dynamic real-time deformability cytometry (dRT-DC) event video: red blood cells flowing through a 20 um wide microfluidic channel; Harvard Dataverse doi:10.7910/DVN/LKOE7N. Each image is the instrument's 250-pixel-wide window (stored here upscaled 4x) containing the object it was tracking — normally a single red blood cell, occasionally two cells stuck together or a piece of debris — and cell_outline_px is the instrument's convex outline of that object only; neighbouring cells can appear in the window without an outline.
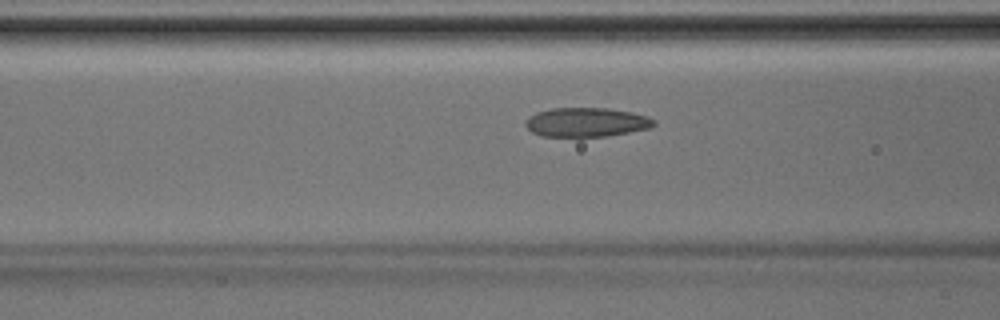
{"species": "Egyptian fruit bat (a non-hibernating species)", "species_latin": "Rousettus aegyptiacus", "temperature_condition": "room temperature", "stored_images_in_passage": 32, "camera_frame_rate_fps": 3000, "um_per_image_px": 0.085, "animal": {"sex": "male"}, "frame": {"image": 1, "passage_image": 9, "time_ms": 2.667, "image_size_px": [1000, 320], "cell_outline_px": [[656, 124], [648, 128], [608, 136], [544, 136], [532, 132], [524, 124], [524, 120], [528, 116], [536, 112], [552, 108], [608, 108], [632, 112], [648, 116], [656, 120]], "centroid_in_image_um": [49.83, 10.38], "position_along_channel_um": 116.8, "area_um2": 21.85}}
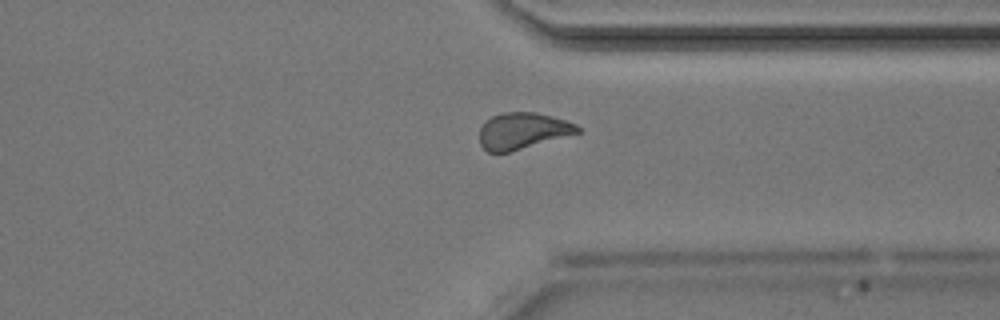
{"frame": {"image": 2, "passage_image": 25, "time_ms": 8.0, "image_size_px": [1000, 320], "cell_outline_px": [[580, 132], [508, 152], [488, 152], [480, 144], [480, 128], [484, 120], [500, 112], [536, 112], [552, 116], [576, 124], [580, 128]], "centroid_in_image_um": [44.38, 11.1], "position_along_channel_um": 367.0, "area_um2": 20.63}}
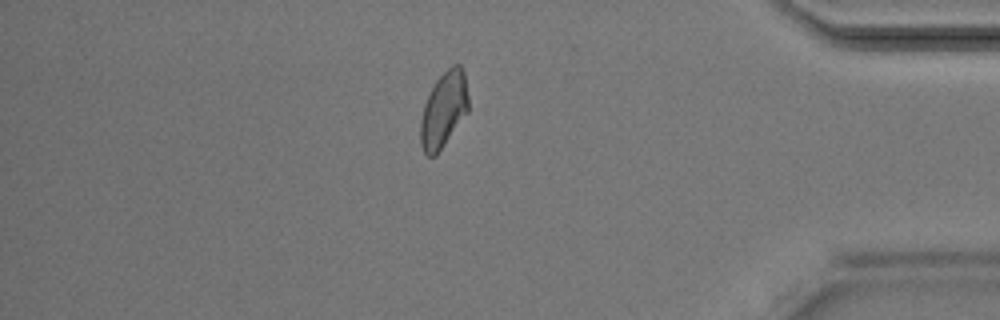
{"frame": {"image": 3, "passage_image": 29, "time_ms": 9.333, "image_size_px": [1000, 320], "cell_outline_px": [[468, 112], [436, 156], [428, 156], [424, 152], [420, 144], [420, 120], [424, 104], [436, 80], [452, 64], [460, 64], [464, 72], [468, 96]], "centroid_in_image_um": [37.71, 9.34], "position_along_channel_um": 397.5, "area_um2": 21.1}}